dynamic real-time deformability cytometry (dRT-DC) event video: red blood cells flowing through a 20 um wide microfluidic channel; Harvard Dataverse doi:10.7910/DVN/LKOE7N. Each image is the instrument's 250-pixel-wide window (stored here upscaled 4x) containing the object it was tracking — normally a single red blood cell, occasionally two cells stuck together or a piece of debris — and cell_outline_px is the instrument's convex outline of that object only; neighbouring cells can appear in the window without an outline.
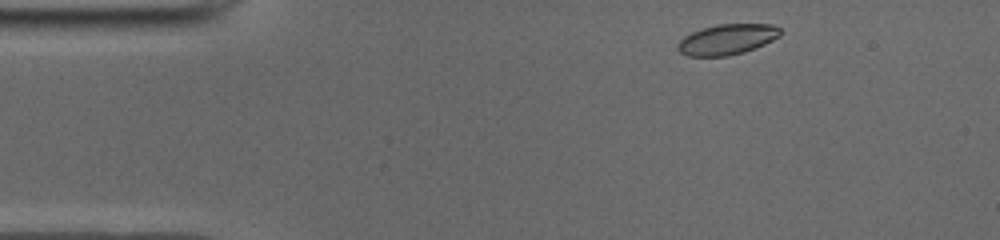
{"species": "common noctule bat (a hibernating species)", "species_latin": "Nyctalus noctula", "temperature_condition": "cold", "stored_images_in_passage": 46, "camera_frame_rate_fps": 3000, "um_per_image_px": 0.085, "animal": {"sex": "male", "body_mass_g": 19.0, "forearm_length_mm": 50.8}, "frame": {"image": 1, "passage_image": 2, "time_ms": 0.333, "image_size_px": [1000, 240], "cell_outline_px": [[780, 36], [756, 48], [744, 52], [728, 56], [688, 56], [680, 52], [676, 48], [676, 44], [684, 36], [700, 28], [716, 24], [772, 24], [780, 28]], "centroid_in_image_um": [61.77, 3.35], "position_along_channel_um": 23.2, "area_um2": 18.38}}
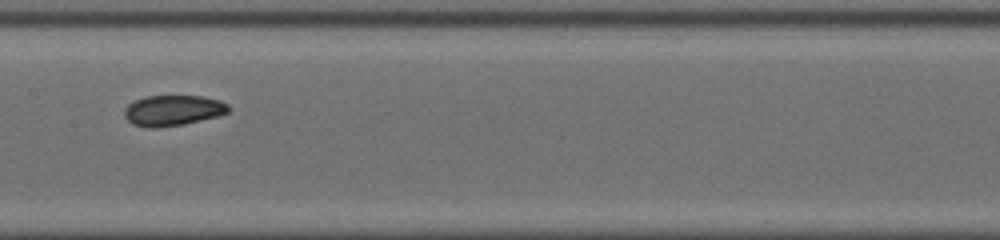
{"frame": {"image": 2, "passage_image": 20, "time_ms": 6.333, "image_size_px": [1000, 240], "cell_outline_px": [[232, 108], [228, 112], [216, 116], [184, 124], [152, 128], [132, 124], [124, 116], [124, 108], [128, 104], [144, 96], [204, 96], [220, 100], [228, 104]], "centroid_in_image_um": [14.7, 9.37], "position_along_channel_um": 192.7, "area_um2": 18.55}}
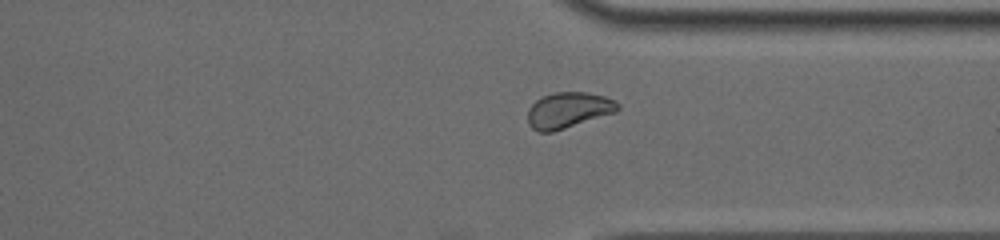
{"frame": {"image": 3, "passage_image": 33, "time_ms": 10.667, "image_size_px": [1000, 240], "cell_outline_px": [[620, 108], [616, 112], [552, 132], [540, 132], [532, 128], [528, 124], [528, 108], [540, 96], [556, 92], [588, 92], [604, 96], [616, 100], [620, 104]], "centroid_in_image_um": [48.31, 9.35], "position_along_channel_um": 363.1, "area_um2": 18.9}, "authors_computed_cell_mechanics": {"area_um2": 18.7561, "velocity_mm_per_s": 3.9247, "shape_relaxation_time_tau1_ms": 11.3421, "shape_relaxation_time_tau2_ms": 5.6758, "deformation_change_tau1": 0.1793, "deformation_change_tau2": 0.0592}}